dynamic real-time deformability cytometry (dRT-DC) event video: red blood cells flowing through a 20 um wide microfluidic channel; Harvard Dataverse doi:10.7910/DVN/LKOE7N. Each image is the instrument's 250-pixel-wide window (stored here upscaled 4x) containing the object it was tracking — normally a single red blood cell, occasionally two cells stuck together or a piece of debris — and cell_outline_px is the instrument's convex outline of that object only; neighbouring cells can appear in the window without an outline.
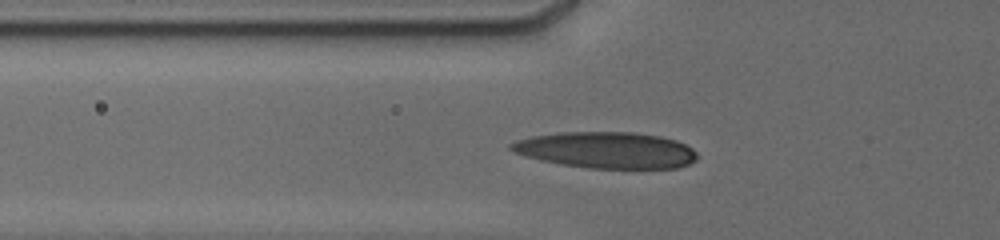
{"species": "human", "species_latin": "Homo sapiens", "temperature_condition": "cold", "stored_images_in_passage": 34, "camera_frame_rate_fps": 3000, "um_per_image_px": 0.085, "donor": {"sex": "male"}, "frame": {"image": 1, "passage_image": 15, "time_ms": 6.333, "image_size_px": [1000, 240], "cell_outline_px": [[696, 160], [680, 168], [588, 168], [540, 160], [512, 152], [508, 148], [508, 144], [516, 140], [532, 136], [560, 132], [632, 132], [660, 136], [676, 140], [692, 148], [696, 152]], "centroid_in_image_um": [51.52, 12.75], "position_along_channel_um": 74.3, "area_um2": 39.42}}
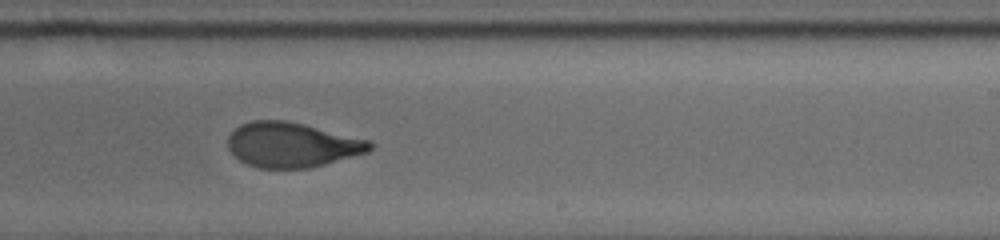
{"frame": {"image": 2, "passage_image": 25, "time_ms": 11.333, "image_size_px": [1000, 240], "cell_outline_px": [[372, 148], [368, 152], [324, 164], [308, 168], [260, 168], [248, 164], [240, 160], [228, 148], [228, 136], [240, 124], [252, 120], [284, 120], [304, 124], [372, 140]], "centroid_in_image_um": [24.83, 12.3], "position_along_channel_um": 264.2, "area_um2": 37.05}}
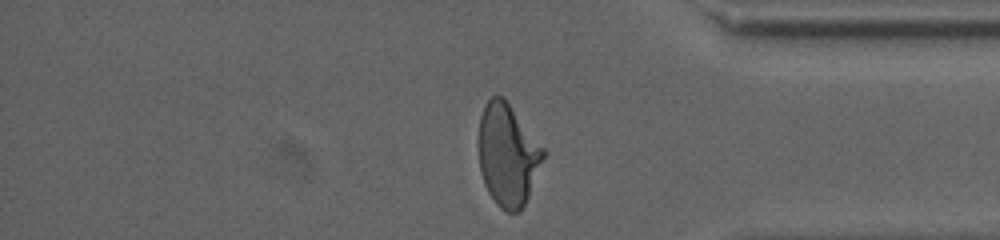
{"frame": {"image": 3, "passage_image": 33, "time_ms": 15.0, "image_size_px": [1000, 240], "cell_outline_px": [[544, 156], [528, 196], [520, 212], [508, 212], [500, 208], [496, 204], [488, 192], [484, 184], [480, 172], [480, 116], [484, 104], [492, 96], [504, 96], [544, 148]], "centroid_in_image_um": [43.15, 13.15], "position_along_channel_um": 392.1, "area_um2": 38.09}, "authors_computed_cell_mechanics": {"area_um2": 37.1943, "velocity_mm_per_s": 3.8187, "shape_relaxation_time_tau1_ms": 4.4884, "shape_relaxation_time_tau2_ms": 1.0551, "deformation_change_tau1": 0.1907, "deformation_change_tau2": 0.0671}}